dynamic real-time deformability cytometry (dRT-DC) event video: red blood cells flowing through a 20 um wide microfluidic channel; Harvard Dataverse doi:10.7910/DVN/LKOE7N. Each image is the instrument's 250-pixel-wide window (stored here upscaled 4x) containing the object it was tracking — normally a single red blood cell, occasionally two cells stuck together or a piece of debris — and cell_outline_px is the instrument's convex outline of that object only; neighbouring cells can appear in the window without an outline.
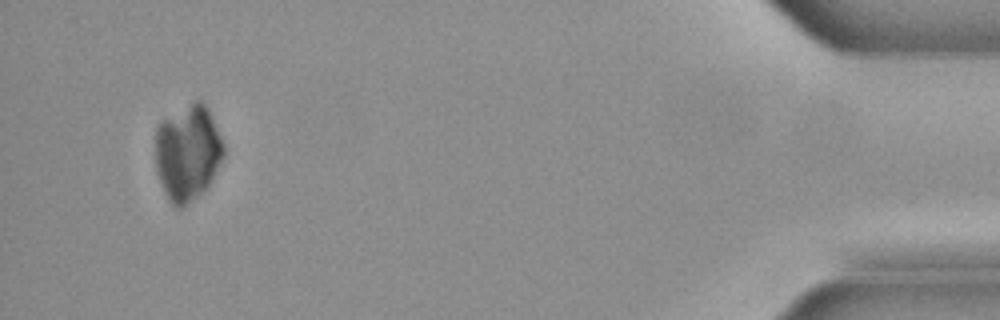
{"species": "common noctule bat (a hibernating species)", "species_latin": "Nyctalus noctula", "temperature_condition": "cold", "stored_images_in_passage": 43, "camera_frame_rate_fps": 3000, "um_per_image_px": 0.085, "animal": {"sex": "male", "body_mass_g": 21.5, "forearm_length_mm": 52.0}, "frame": {"image": 1, "passage_image": 41, "time_ms": 13.333, "image_size_px": [1000, 320], "cell_outline_px": [[224, 156], [208, 184], [200, 192], [180, 208], [176, 208], [168, 200], [164, 192], [156, 168], [156, 128], [160, 120], [196, 100], [200, 100], [208, 108], [224, 144]], "centroid_in_image_um": [15.94, 12.94], "position_along_channel_um": 419.3, "area_um2": 37.63}}